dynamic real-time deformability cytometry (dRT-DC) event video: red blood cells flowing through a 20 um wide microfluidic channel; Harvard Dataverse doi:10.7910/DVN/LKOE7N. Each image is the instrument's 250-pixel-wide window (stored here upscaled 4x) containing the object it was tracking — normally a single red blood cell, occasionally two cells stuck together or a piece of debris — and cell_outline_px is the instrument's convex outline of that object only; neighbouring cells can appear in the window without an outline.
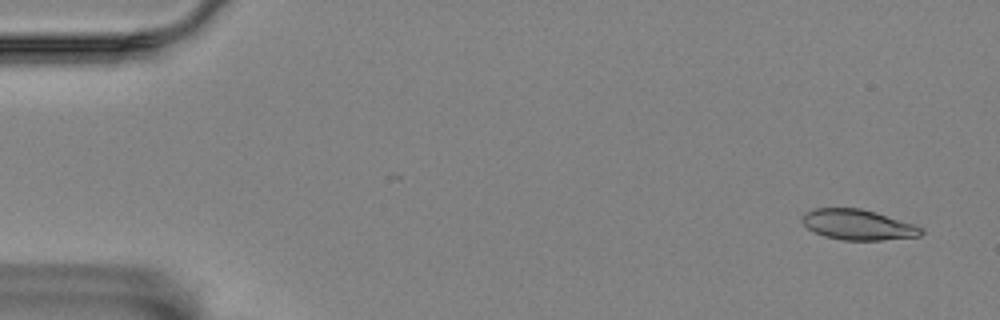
{"species": "Egyptian fruit bat (a non-hibernating species)", "species_latin": "Rousettus aegyptiacus", "temperature_condition": "room temperature", "stored_images_in_passage": 56, "camera_frame_rate_fps": 3000, "um_per_image_px": 0.085, "animal": {"sex": "female"}, "frame": {"image": 1, "passage_image": 3, "time_ms": 0.667, "image_size_px": [1000, 320], "cell_outline_px": [[924, 232], [920, 236], [880, 240], [844, 240], [824, 236], [808, 228], [800, 220], [800, 216], [804, 212], [816, 208], [860, 208], [876, 212], [912, 224], [920, 228]], "centroid_in_image_um": [72.87, 19.09], "position_along_channel_um": 12.1, "area_um2": 20.92}}
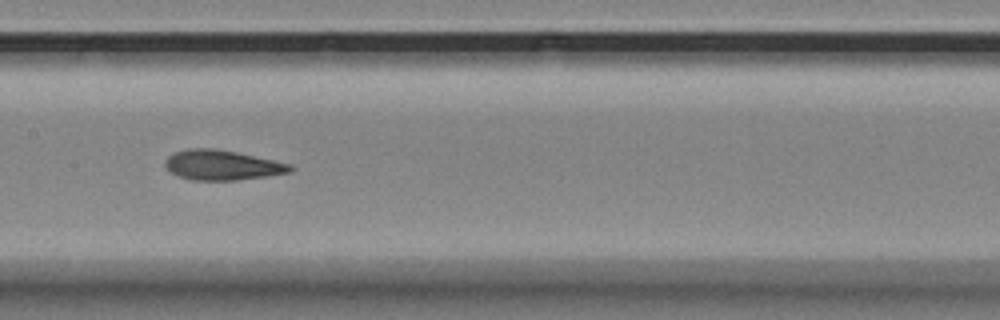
{"frame": {"image": 2, "passage_image": 28, "time_ms": 9.0, "image_size_px": [1000, 320], "cell_outline_px": [[296, 168], [292, 172], [268, 176], [236, 180], [192, 180], [180, 176], [164, 168], [164, 160], [168, 156], [176, 152], [188, 148], [212, 148], [236, 152], [292, 164]], "centroid_in_image_um": [18.9, 14.03], "position_along_channel_um": 188.5, "area_um2": 21.91}}
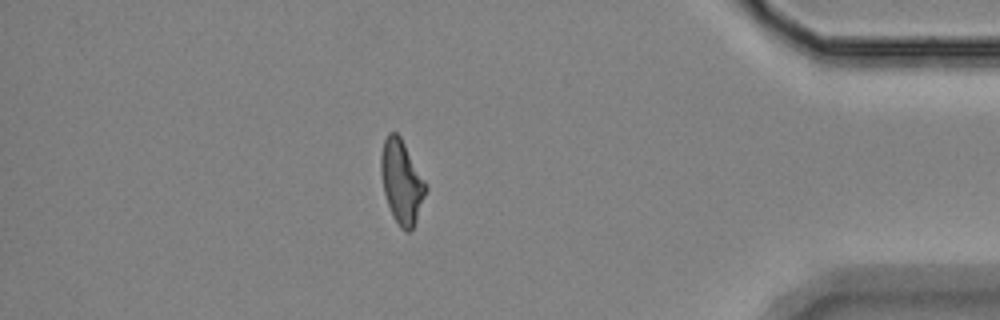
{"frame": {"image": 3, "passage_image": 49, "time_ms": 16.0, "image_size_px": [1000, 320], "cell_outline_px": [[428, 188], [416, 220], [412, 228], [408, 232], [404, 232], [400, 228], [392, 216], [384, 192], [380, 172], [380, 156], [384, 140], [388, 132], [396, 132], [400, 136], [428, 184]], "centroid_in_image_um": [34.14, 15.45], "position_along_channel_um": 401.1, "area_um2": 21.96}, "authors_computed_cell_mechanics": {"area_um2": 21.7328, "velocity_mm_per_s": 3.5489, "shape_relaxation_time_tau1_ms": 9.0562, "shape_relaxation_time_tau2_ms": 1.9427, "deformation_change_tau1": 0.2262, "deformation_change_tau2": 0.095}}